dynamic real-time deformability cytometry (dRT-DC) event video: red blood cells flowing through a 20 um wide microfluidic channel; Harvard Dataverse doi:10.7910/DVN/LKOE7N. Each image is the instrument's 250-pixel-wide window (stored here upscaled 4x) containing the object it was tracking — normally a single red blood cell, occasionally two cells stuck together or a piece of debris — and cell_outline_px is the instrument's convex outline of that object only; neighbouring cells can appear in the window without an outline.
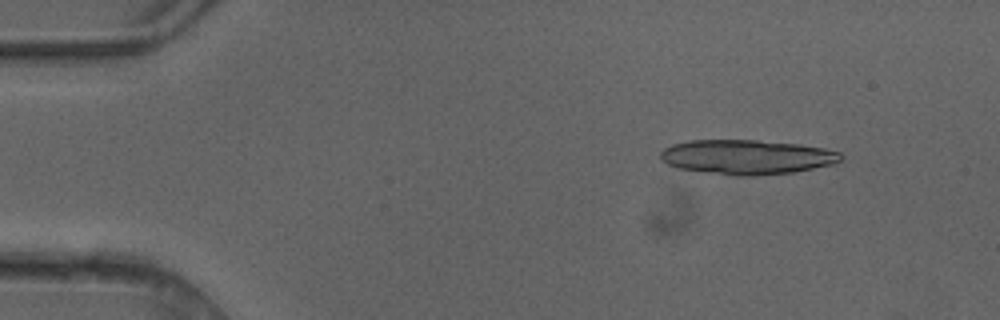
{"species": "common noctule bat (a hibernating species)", "species_latin": "Nyctalus noctula", "temperature_condition": "cold", "stored_images_in_passage": 3, "camera_frame_rate_fps": 3000, "um_per_image_px": 0.085, "animal": {"sex": "female"}, "frame": {"image": 1, "passage_image": 1, "time_ms": 0.0, "image_size_px": [1000, 320], "cell_outline_px": [[844, 156], [840, 160], [832, 164], [792, 172], [752, 176], [736, 176], [676, 168], [660, 160], [660, 152], [664, 148], [672, 144], [688, 140], [756, 140], [800, 144], [824, 148], [840, 152]], "centroid_in_image_um": [63.44, 13.34], "position_along_channel_um": 21.6, "area_um2": 36.41}}